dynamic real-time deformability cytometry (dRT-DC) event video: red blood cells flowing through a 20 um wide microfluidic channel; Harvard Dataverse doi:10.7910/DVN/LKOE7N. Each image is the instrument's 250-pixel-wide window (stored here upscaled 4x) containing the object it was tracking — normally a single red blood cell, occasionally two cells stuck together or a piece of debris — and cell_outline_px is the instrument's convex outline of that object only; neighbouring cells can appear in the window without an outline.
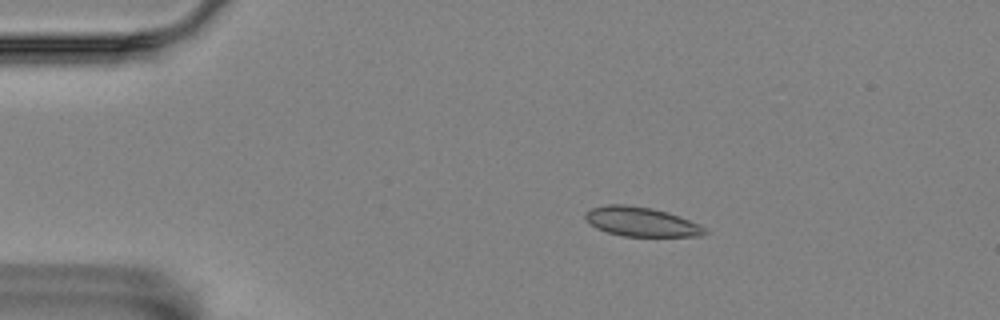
{"species": "Egyptian fruit bat (a non-hibernating species)", "species_latin": "Rousettus aegyptiacus", "temperature_condition": "room temperature", "stored_images_in_passage": 25, "camera_frame_rate_fps": 3000, "um_per_image_px": 0.085, "animal": {"sex": "female"}, "frame": {"image": 1, "passage_image": 1, "time_ms": 0.0, "image_size_px": [1000, 320], "cell_outline_px": [[708, 232], [704, 236], [624, 236], [608, 232], [596, 228], [584, 216], [584, 212], [592, 208], [608, 204], [620, 204], [652, 208], [668, 212], [688, 220], [704, 228]], "centroid_in_image_um": [54.49, 18.85], "position_along_channel_um": 30.5, "area_um2": 20.11}}
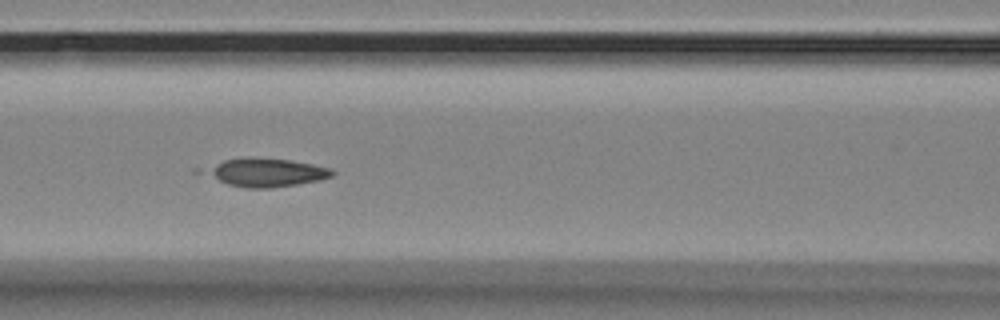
{"frame": {"image": 2, "passage_image": 15, "time_ms": 4.667, "image_size_px": [1000, 320], "cell_outline_px": [[336, 172], [332, 176], [320, 180], [272, 188], [244, 188], [228, 184], [220, 180], [208, 172], [208, 168], [224, 160], [288, 160], [312, 164], [332, 168]], "centroid_in_image_um": [22.79, 14.71], "position_along_channel_um": 143.8, "area_um2": 19.65}}
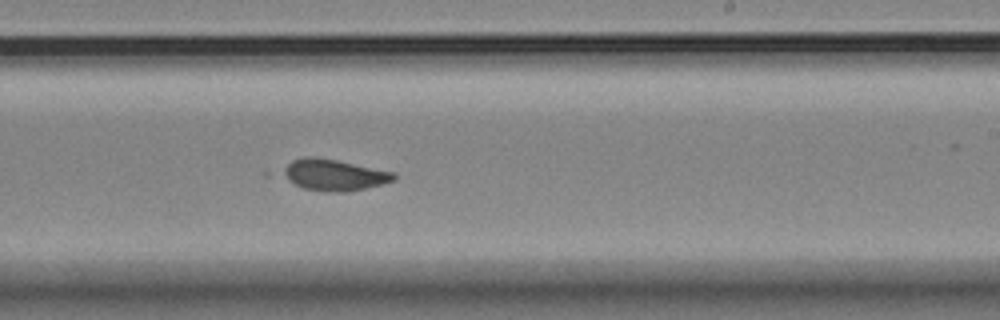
{"frame": {"image": 3, "passage_image": 25, "time_ms": 8.0, "image_size_px": [1000, 320], "cell_outline_px": [[396, 180], [384, 184], [344, 192], [328, 192], [304, 188], [288, 180], [280, 172], [292, 160], [304, 156], [312, 156], [336, 160], [396, 172]], "centroid_in_image_um": [28.42, 14.86], "position_along_channel_um": 260.6, "area_um2": 20.23}}